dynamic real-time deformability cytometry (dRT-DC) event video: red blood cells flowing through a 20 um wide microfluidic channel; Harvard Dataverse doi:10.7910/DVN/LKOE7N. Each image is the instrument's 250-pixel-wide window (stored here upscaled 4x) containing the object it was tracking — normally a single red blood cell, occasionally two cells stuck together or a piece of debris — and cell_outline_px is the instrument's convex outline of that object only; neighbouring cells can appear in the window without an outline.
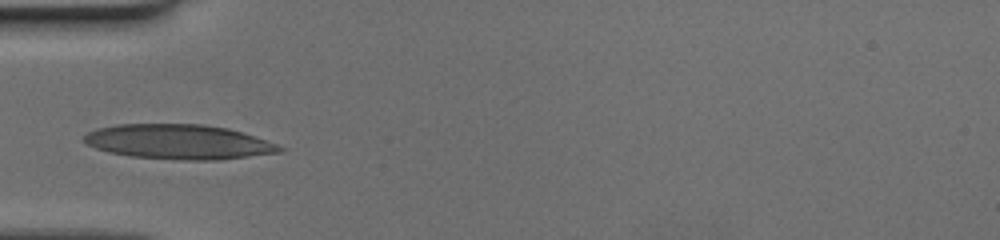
{"species": "human", "species_latin": "Homo sapiens", "temperature_condition": "cold", "stored_images_in_passage": 27, "camera_frame_rate_fps": 3000, "um_per_image_px": 0.085, "donor": {"sex": "female"}, "frame": {"image": 1, "passage_image": 1, "time_ms": 0.0, "image_size_px": [1000, 240], "cell_outline_px": [[284, 148], [280, 152], [216, 160], [184, 160], [132, 156], [108, 152], [96, 148], [88, 144], [84, 140], [84, 136], [88, 132], [100, 128], [120, 124], [200, 124], [228, 128], [276, 144]], "centroid_in_image_um": [15.16, 12.06], "position_along_channel_um": 69.8, "area_um2": 38.96}}
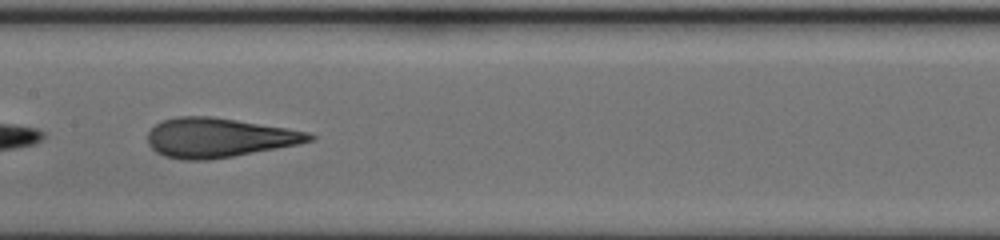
{"frame": {"image": 2, "passage_image": 10, "time_ms": 3.0, "image_size_px": [1000, 240], "cell_outline_px": [[316, 136], [312, 140], [296, 144], [276, 148], [232, 156], [208, 160], [184, 160], [164, 156], [156, 152], [148, 144], [148, 132], [156, 124], [164, 120], [176, 116], [212, 116], [308, 132]], "centroid_in_image_um": [18.53, 11.7], "position_along_channel_um": 188.9, "area_um2": 36.65}}
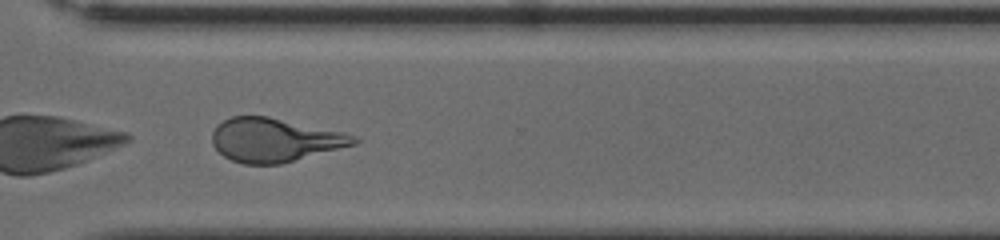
{"frame": {"image": 3, "passage_image": 22, "time_ms": 7.0, "image_size_px": [1000, 240], "cell_outline_px": [[364, 140], [356, 144], [280, 164], [244, 164], [232, 160], [224, 156], [212, 144], [212, 132], [224, 120], [232, 116], [268, 116], [340, 132]], "centroid_in_image_um": [23.33, 11.9], "position_along_channel_um": 347.3, "area_um2": 35.6}}